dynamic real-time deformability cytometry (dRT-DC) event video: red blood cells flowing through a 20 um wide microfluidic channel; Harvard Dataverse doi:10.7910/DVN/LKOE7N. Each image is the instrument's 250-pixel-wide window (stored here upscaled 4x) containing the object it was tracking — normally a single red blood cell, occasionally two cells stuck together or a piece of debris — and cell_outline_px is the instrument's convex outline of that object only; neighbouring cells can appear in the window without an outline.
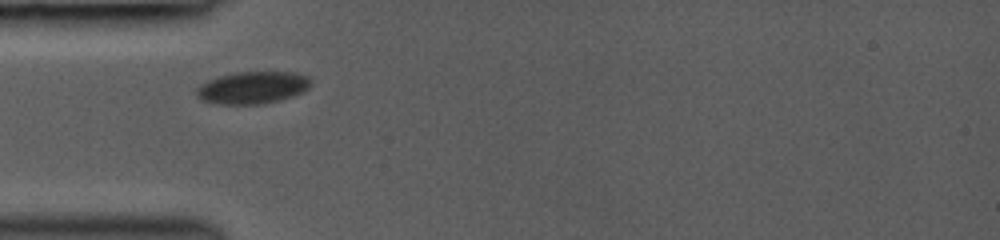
{"species": "common noctule bat (a hibernating species)", "species_latin": "Nyctalus noctula", "temperature_condition": "room temperature", "stored_images_in_passage": 27, "camera_frame_rate_fps": 3000, "um_per_image_px": 0.085, "animal": {"sex": "female", "body_mass_g": 19.0, "forearm_length_mm": 53.3}, "frame": {"image": 1, "passage_image": 1, "time_ms": 0.0, "image_size_px": [1000, 240], "cell_outline_px": [[312, 84], [304, 92], [280, 100], [264, 104], [216, 104], [200, 100], [196, 96], [196, 88], [200, 84], [208, 80], [220, 76], [236, 72], [296, 72], [308, 76], [312, 80]], "centroid_in_image_um": [21.48, 7.45], "position_along_channel_um": 63.5, "area_um2": 21.79}}
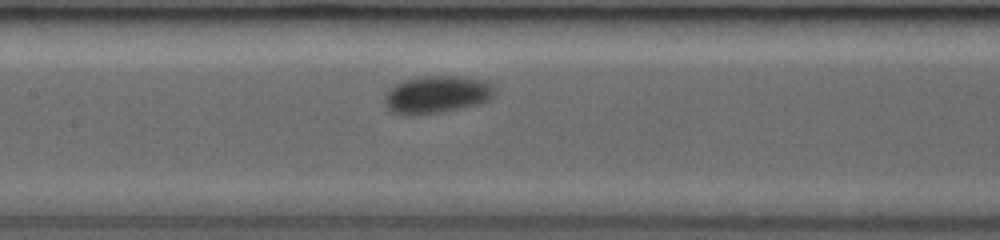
{"frame": {"image": 2, "passage_image": 10, "time_ms": 2.667, "image_size_px": [1000, 240], "cell_outline_px": [[496, 88], [492, 100], [476, 104], [440, 112], [408, 116], [392, 112], [388, 108], [384, 100], [384, 96], [396, 84], [404, 80], [420, 76], [460, 76], [480, 80], [492, 84]], "centroid_in_image_um": [37.14, 8.03], "position_along_channel_um": 170.3, "area_um2": 23.93}}
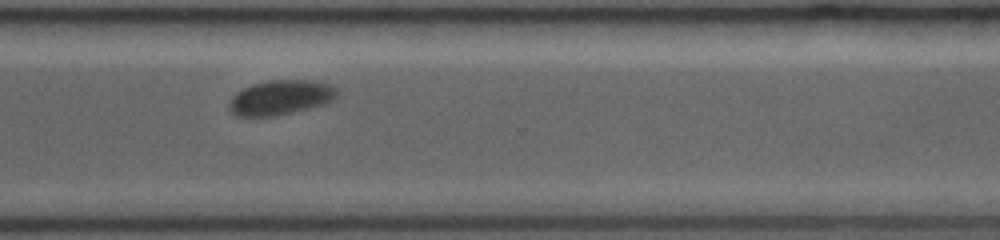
{"frame": {"image": 3, "passage_image": 26, "time_ms": 7.0, "image_size_px": [1000, 240], "cell_outline_px": [[340, 92], [332, 100], [324, 104], [276, 116], [236, 116], [228, 108], [228, 104], [232, 96], [236, 92], [252, 84], [268, 80], [312, 80], [332, 84]], "centroid_in_image_um": [23.85, 8.28], "position_along_channel_um": 346.7, "area_um2": 21.96}}